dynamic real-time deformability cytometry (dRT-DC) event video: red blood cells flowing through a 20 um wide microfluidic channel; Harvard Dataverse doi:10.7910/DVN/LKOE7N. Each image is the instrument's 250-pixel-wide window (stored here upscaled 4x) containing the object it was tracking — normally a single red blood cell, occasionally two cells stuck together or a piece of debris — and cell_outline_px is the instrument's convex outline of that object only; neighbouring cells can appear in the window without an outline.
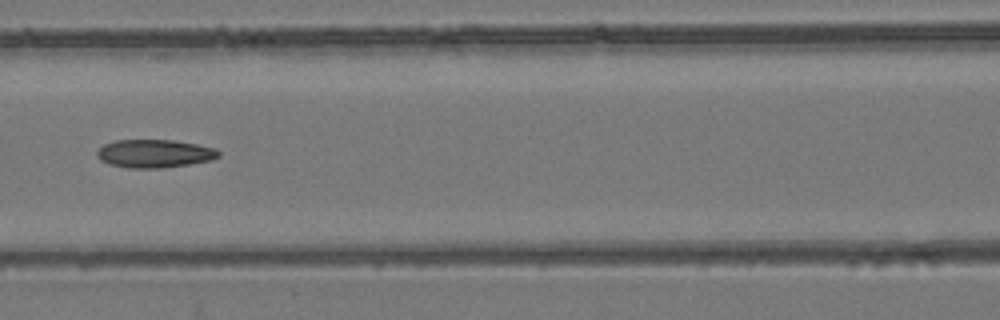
{"species": "common noctule bat (a hibernating species)", "species_latin": "Nyctalus noctula", "temperature_condition": "room temperature", "stored_images_in_passage": 7, "camera_frame_rate_fps": 3000, "um_per_image_px": 0.085, "animal": {"sex": "female", "body_mass_g": 24.6, "forearm_length_mm": 56.2}, "frame": {"image": 1, "passage_image": 6, "time_ms": 7.333, "image_size_px": [1000, 320], "cell_outline_px": [[220, 156], [212, 160], [188, 164], [160, 168], [128, 168], [112, 164], [100, 160], [96, 156], [96, 152], [104, 144], [116, 140], [172, 140], [196, 144], [216, 148], [220, 152]], "centroid_in_image_um": [13.14, 13.05], "position_along_channel_um": 153.5, "area_um2": 19.88}}
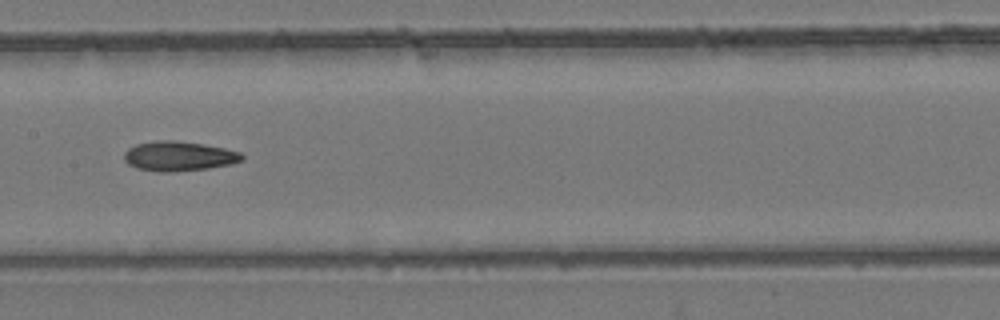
{"frame": {"image": 2, "passage_image": 7, "time_ms": 8.333, "image_size_px": [1000, 320], "cell_outline_px": [[244, 160], [232, 164], [208, 168], [172, 172], [156, 172], [136, 168], [128, 164], [124, 160], [124, 152], [128, 148], [136, 144], [156, 140], [172, 140], [204, 144], [224, 148], [240, 152], [244, 156]], "centroid_in_image_um": [15.19, 13.28], "position_along_channel_um": 192.2, "area_um2": 20.58}}